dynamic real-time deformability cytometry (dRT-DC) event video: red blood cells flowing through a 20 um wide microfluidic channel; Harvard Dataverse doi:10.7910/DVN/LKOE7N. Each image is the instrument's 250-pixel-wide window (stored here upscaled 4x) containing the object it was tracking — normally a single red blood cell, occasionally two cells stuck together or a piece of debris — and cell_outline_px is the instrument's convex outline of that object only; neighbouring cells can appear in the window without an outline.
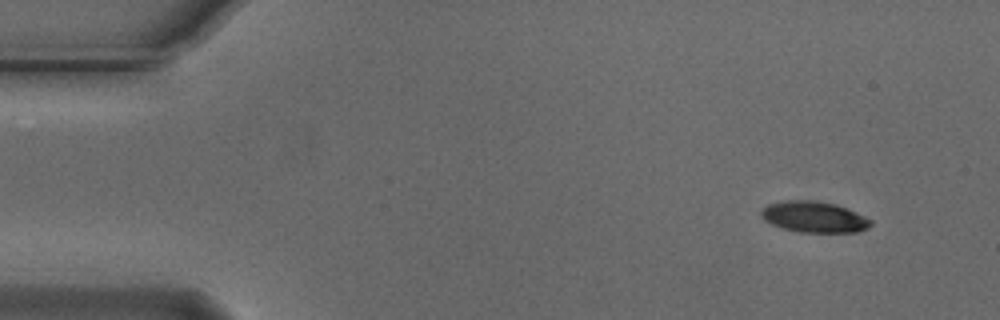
{"species": "Egyptian fruit bat (a non-hibernating species)", "species_latin": "Rousettus aegyptiacus", "temperature_condition": "cold", "stored_images_in_passage": 11, "camera_frame_rate_fps": 3000, "um_per_image_px": 0.085, "animal": {"sex": "male"}, "frame": {"image": 1, "passage_image": 1, "time_ms": 0.0, "image_size_px": [1000, 320], "cell_outline_px": [[872, 224], [868, 228], [856, 232], [800, 232], [784, 228], [772, 224], [764, 220], [760, 212], [768, 204], [788, 200], [816, 200], [836, 204], [856, 212], [872, 220]], "centroid_in_image_um": [69.22, 18.43], "position_along_channel_um": 15.8, "area_um2": 19.71}}
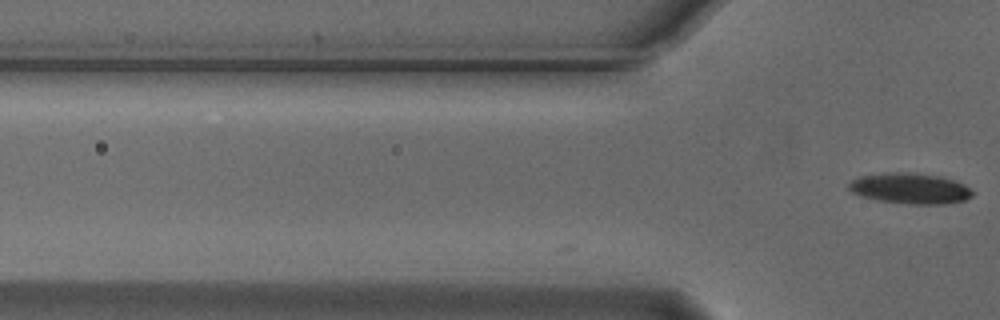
{"frame": {"image": 2, "passage_image": 11, "time_ms": 3.333, "image_size_px": [1000, 320], "cell_outline_px": [[972, 196], [964, 200], [944, 204], [912, 204], [876, 200], [860, 196], [852, 192], [848, 188], [848, 184], [852, 180], [860, 176], [892, 172], [912, 172], [940, 176], [964, 184], [972, 192]], "centroid_in_image_um": [77.33, 16.01], "position_along_channel_um": 48.5, "area_um2": 22.02}}